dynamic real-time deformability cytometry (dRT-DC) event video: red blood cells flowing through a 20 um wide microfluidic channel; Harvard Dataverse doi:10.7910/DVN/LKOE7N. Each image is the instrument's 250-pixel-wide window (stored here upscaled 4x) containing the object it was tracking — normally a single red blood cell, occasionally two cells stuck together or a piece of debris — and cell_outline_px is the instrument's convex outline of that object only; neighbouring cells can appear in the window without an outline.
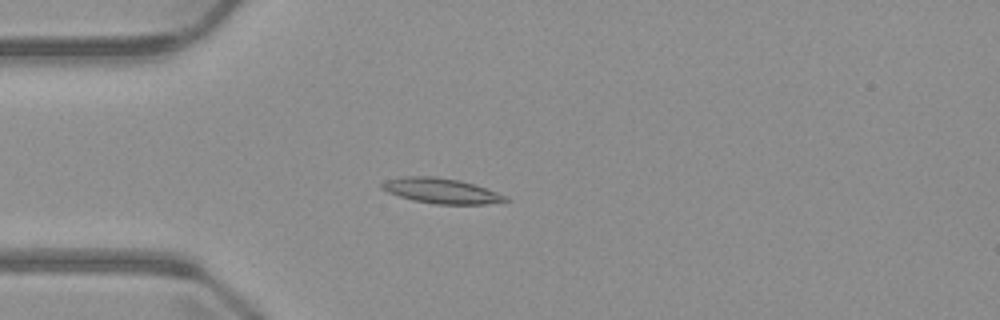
{"species": "common noctule bat (a hibernating species)", "species_latin": "Nyctalus noctula", "temperature_condition": "warm", "stored_images_in_passage": 5, "camera_frame_rate_fps": 3000, "um_per_image_px": 0.085, "animal": {"sex": "male", "body_mass_g": 23.1, "forearm_length_mm": 52.7}, "frame": {"image": 1, "passage_image": 4, "time_ms": 3.667, "image_size_px": [1000, 320], "cell_outline_px": [[512, 200], [484, 204], [436, 204], [412, 200], [388, 192], [380, 188], [380, 184], [384, 180], [404, 176], [436, 176], [460, 180], [508, 196]], "centroid_in_image_um": [37.47, 16.21], "position_along_channel_um": 47.5, "area_um2": 18.15}}